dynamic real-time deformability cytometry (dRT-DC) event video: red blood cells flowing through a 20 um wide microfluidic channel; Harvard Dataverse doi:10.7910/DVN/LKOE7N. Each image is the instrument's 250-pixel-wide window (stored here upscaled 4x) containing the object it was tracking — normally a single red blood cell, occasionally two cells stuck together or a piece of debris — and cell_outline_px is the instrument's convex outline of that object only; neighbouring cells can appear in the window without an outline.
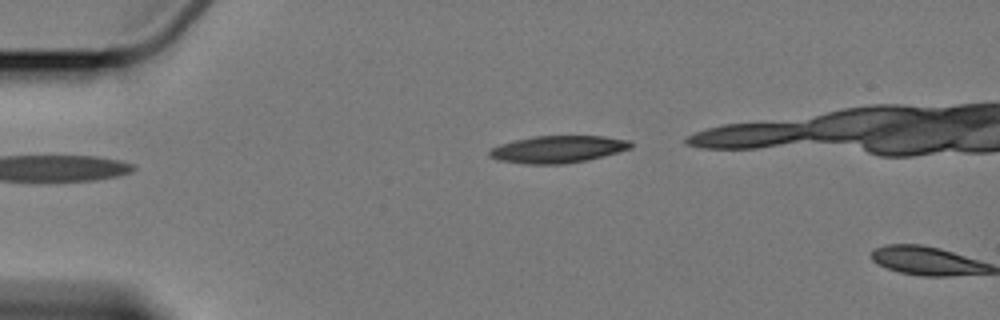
{"species": "Egyptian fruit bat (a non-hibernating species)", "species_latin": "Rousettus aegyptiacus", "temperature_condition": "cold", "stored_images_in_passage": 2, "camera_frame_rate_fps": 3000, "um_per_image_px": 0.085, "animal": {"sex": "female"}, "frame": {"image": 1, "passage_image": 2, "time_ms": 1.0, "image_size_px": [1000, 320], "cell_outline_px": [[632, 148], [588, 160], [564, 164], [524, 164], [500, 160], [488, 156], [488, 152], [492, 148], [500, 144], [516, 140], [536, 136], [604, 136], [628, 140], [632, 144]], "centroid_in_image_um": [47.42, 12.69], "position_along_channel_um": 37.6, "area_um2": 22.25}}